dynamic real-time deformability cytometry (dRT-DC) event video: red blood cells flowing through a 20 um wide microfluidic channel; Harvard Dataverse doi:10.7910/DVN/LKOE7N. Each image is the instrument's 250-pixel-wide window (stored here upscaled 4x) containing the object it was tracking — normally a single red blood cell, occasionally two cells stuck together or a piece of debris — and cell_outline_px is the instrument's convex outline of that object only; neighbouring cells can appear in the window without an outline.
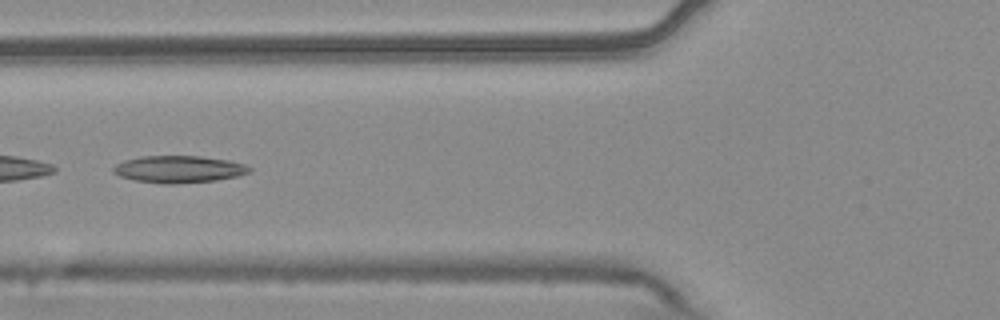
{"species": "common noctule bat (a hibernating species)", "species_latin": "Nyctalus noctula", "temperature_condition": "warm", "stored_images_in_passage": 6, "camera_frame_rate_fps": 3000, "um_per_image_px": 0.085, "animal": {"sex": "male", "body_mass_g": 20.4}, "frame": {"image": 1, "passage_image": 6, "time_ms": 1.667, "image_size_px": [1000, 320], "cell_outline_px": [[252, 172], [236, 176], [216, 180], [172, 184], [164, 184], [132, 180], [120, 176], [112, 172], [112, 168], [116, 164], [124, 160], [140, 156], [200, 156], [228, 160], [244, 164], [252, 168]], "centroid_in_image_um": [15.17, 14.38], "position_along_channel_um": 110.6, "area_um2": 21.56}}